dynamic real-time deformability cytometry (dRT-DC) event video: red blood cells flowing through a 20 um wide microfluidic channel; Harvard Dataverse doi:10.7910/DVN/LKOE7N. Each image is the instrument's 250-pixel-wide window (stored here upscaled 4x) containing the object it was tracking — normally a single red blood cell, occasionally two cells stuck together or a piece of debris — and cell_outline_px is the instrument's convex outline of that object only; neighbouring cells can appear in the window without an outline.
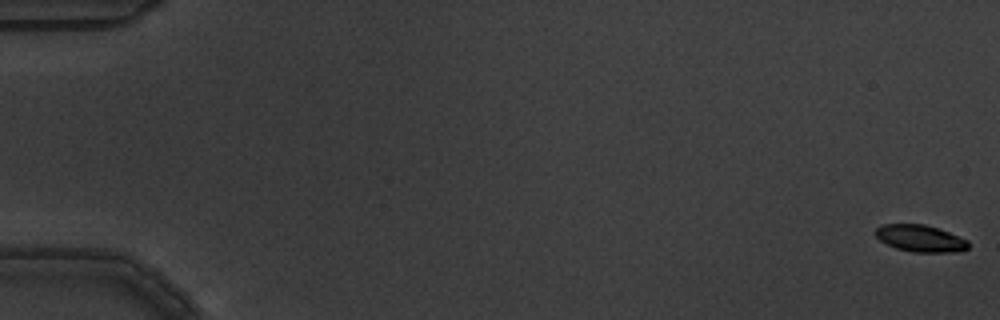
{"species": "common noctule bat (a hibernating species)", "species_latin": "Nyctalus noctula", "temperature_condition": "warm", "stored_images_in_passage": 5, "segment_of_instrument_passage": [1, 2], "camera_frame_rate_fps": 3000, "um_per_image_px": 0.085, "animal": {"sex": "male", "body_mass_g": 19.5, "forearm_length_mm": 54.6}, "frame": {"image": 1, "passage_image": 1, "time_ms": 0.0, "image_size_px": [1000, 320], "cell_outline_px": [[968, 248], [952, 252], [912, 252], [896, 248], [880, 240], [876, 236], [876, 228], [884, 224], [924, 224], [948, 232], [968, 240]], "centroid_in_image_um": [78.22, 20.26], "position_along_channel_um": 6.8, "area_um2": 14.28}}
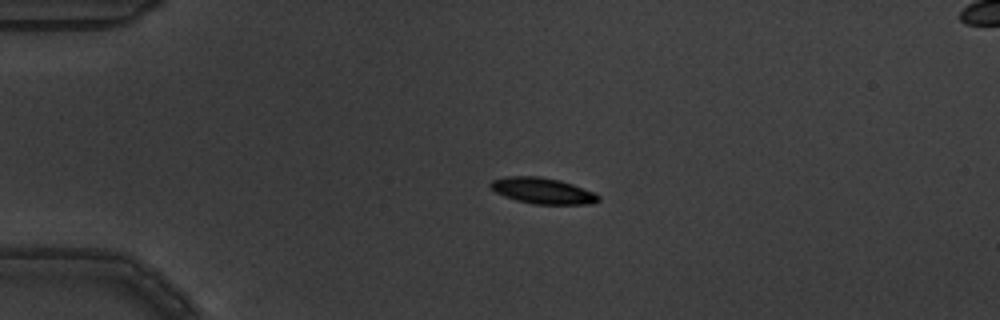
{"frame": {"image": 2, "passage_image": 4, "time_ms": 1.0, "image_size_px": [1000, 320], "cell_outline_px": [[600, 200], [592, 204], [532, 204], [516, 200], [504, 196], [496, 192], [488, 184], [492, 180], [508, 176], [540, 176], [560, 180], [596, 192], [600, 196]], "centroid_in_image_um": [46.15, 16.21], "position_along_channel_um": 38.8, "area_um2": 16.47}}